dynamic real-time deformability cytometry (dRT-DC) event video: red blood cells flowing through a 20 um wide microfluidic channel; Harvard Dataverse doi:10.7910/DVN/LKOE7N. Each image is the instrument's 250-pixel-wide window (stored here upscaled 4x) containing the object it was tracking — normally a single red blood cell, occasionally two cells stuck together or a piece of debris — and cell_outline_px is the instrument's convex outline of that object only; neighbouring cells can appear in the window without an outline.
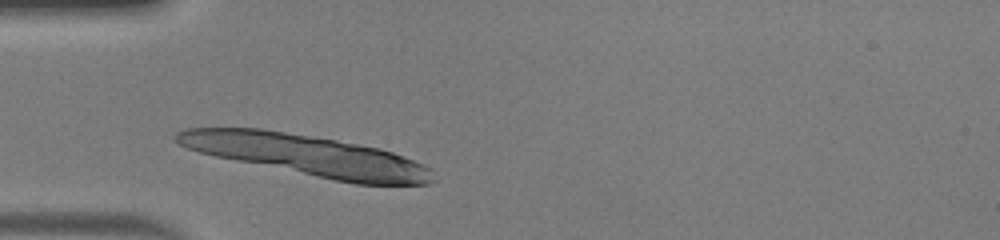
{"species": "human", "species_latin": "Homo sapiens", "temperature_condition": "warm", "stored_images_in_passage": 19, "camera_frame_rate_fps": 3000, "um_per_image_px": 0.085, "donor": {"sex": "male"}, "frame": {"image": 1, "passage_image": 1, "time_ms": 0.0, "image_size_px": [1000, 240], "cell_outline_px": [[436, 180], [428, 184], [356, 184], [216, 156], [200, 152], [188, 148], [172, 140], [172, 136], [176, 132], [188, 128], [260, 128], [336, 140], [380, 148], [404, 156], [424, 164], [432, 168]], "centroid_in_image_um": [26.14, 13.2], "position_along_channel_um": 58.9, "area_um2": 60.46}}